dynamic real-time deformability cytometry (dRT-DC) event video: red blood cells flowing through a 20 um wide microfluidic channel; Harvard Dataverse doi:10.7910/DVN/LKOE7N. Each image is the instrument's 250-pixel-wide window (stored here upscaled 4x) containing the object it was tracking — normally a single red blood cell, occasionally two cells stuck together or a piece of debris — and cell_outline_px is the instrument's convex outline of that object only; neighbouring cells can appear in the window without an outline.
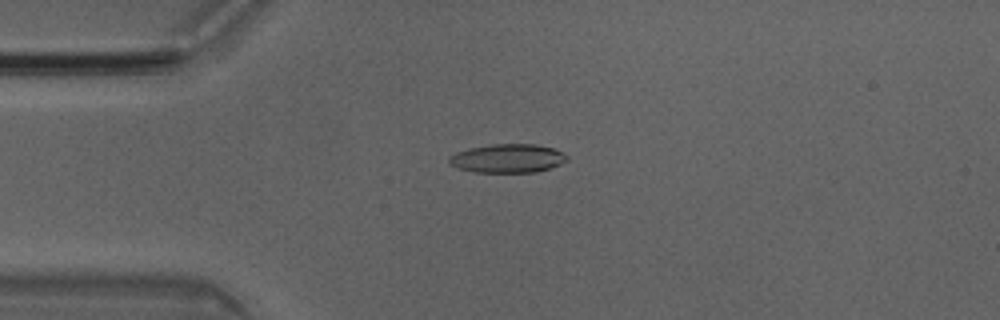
{"species": "Egyptian fruit bat (a non-hibernating species)", "species_latin": "Rousettus aegyptiacus", "temperature_condition": "room temperature", "stored_images_in_passage": 50, "camera_frame_rate_fps": 3000, "um_per_image_px": 0.085, "animal": {"sex": "male"}, "frame": {"image": 1, "passage_image": 12, "time_ms": 3.667, "image_size_px": [1000, 320], "cell_outline_px": [[568, 160], [560, 164], [536, 172], [476, 172], [460, 168], [452, 164], [448, 160], [448, 156], [456, 152], [468, 148], [492, 144], [536, 144], [552, 148], [568, 156]], "centroid_in_image_um": [43.14, 13.45], "position_along_channel_um": 41.9, "area_um2": 19.54}}
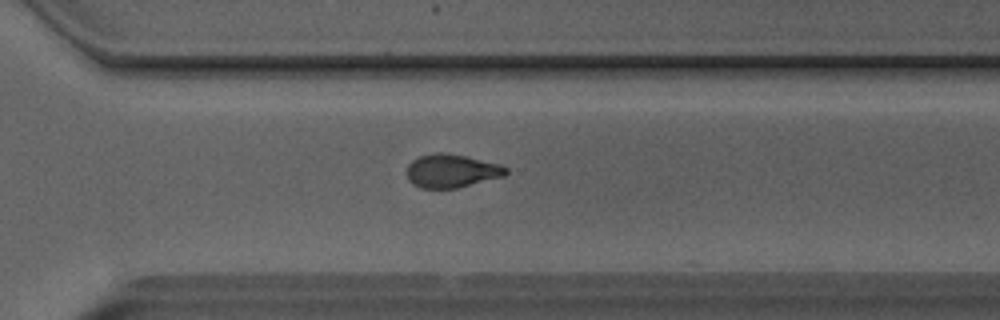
{"frame": {"image": 2, "passage_image": 35, "time_ms": 11.333, "image_size_px": [1000, 320], "cell_outline_px": [[508, 172], [504, 176], [456, 188], [420, 188], [412, 184], [408, 180], [404, 172], [408, 164], [412, 160], [420, 156], [436, 152], [444, 152], [464, 156], [500, 164], [508, 168]], "centroid_in_image_um": [38.33, 14.53], "position_along_channel_um": 332.3, "area_um2": 19.42}}
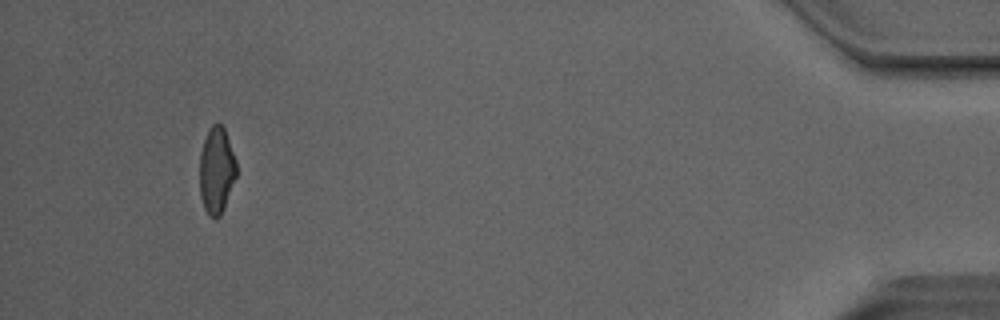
{"frame": {"image": 3, "passage_image": 47, "time_ms": 15.333, "image_size_px": [1000, 320], "cell_outline_px": [[236, 176], [224, 208], [220, 216], [208, 216], [204, 208], [200, 196], [200, 152], [204, 140], [212, 124], [220, 124], [224, 128], [236, 160]], "centroid_in_image_um": [18.4, 14.49], "position_along_channel_um": 416.8, "area_um2": 18.32}, "authors_computed_cell_mechanics": {"area_um2": 19.7387, "velocity_mm_per_s": 4.0592, "shape_relaxation_time_tau1_ms": 7.7005, "shape_relaxation_time_tau2_ms": 3.2126, "deformation_change_tau1": 0.2256, "deformation_change_tau2": 0.0926}}